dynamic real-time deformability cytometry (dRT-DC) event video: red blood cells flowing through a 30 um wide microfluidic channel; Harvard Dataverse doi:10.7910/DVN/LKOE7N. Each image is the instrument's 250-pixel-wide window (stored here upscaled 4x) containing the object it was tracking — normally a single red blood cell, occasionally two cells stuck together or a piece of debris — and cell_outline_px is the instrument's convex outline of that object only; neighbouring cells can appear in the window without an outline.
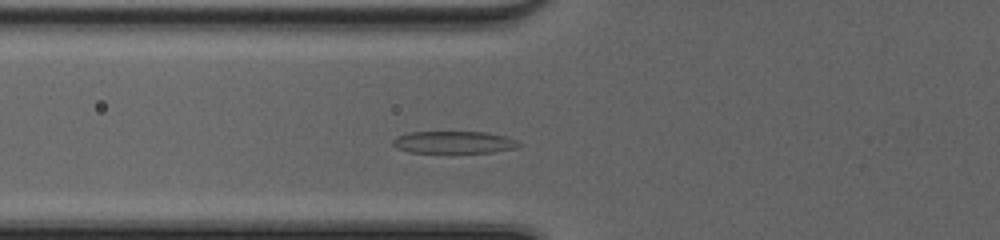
{"species": "common noctule bat (a hibernating species)", "species_latin": "Nyctalus noctula", "temperature_condition": "cold", "stored_images_in_passage": 39, "camera_frame_rate_fps": 3000, "um_per_image_px": 0.085, "animal": {"sex": "female", "body_mass_g": 20.0, "forearm_length_mm": 54.0}, "frame": {"image": 1, "passage_image": 9, "time_ms": 2.667, "image_size_px": [1000, 240], "cell_outline_px": [[524, 144], [516, 148], [492, 152], [408, 152], [396, 148], [392, 144], [392, 140], [396, 136], [408, 132], [484, 132], [504, 136], [516, 140]], "centroid_in_image_um": [38.56, 12.09], "position_along_channel_um": 87.2, "area_um2": 16.3}}
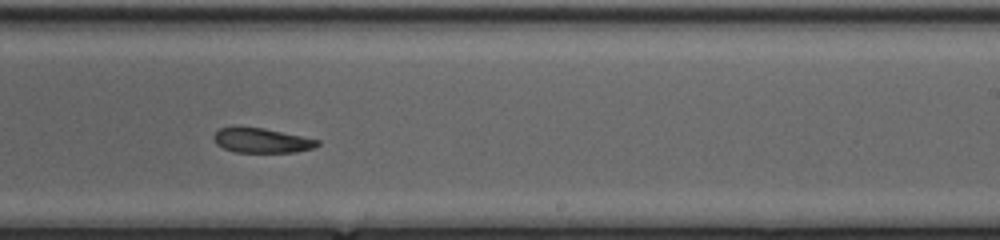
{"frame": {"image": 2, "passage_image": 22, "time_ms": 7.0, "image_size_px": [1000, 240], "cell_outline_px": [[320, 144], [312, 148], [296, 152], [236, 152], [224, 148], [216, 144], [212, 136], [220, 128], [264, 128], [320, 140]], "centroid_in_image_um": [22.26, 11.95], "position_along_channel_um": 266.7, "area_um2": 14.62}}
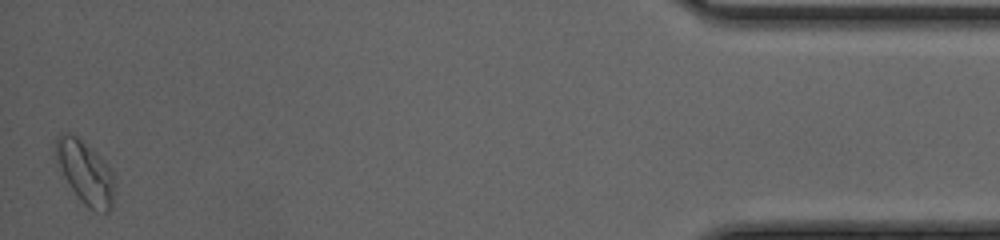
{"frame": {"image": 3, "passage_image": 39, "time_ms": 12.667, "image_size_px": [1000, 240], "cell_outline_px": [[112, 208], [108, 212], [92, 212], [80, 200], [64, 176], [52, 156], [56, 136], [60, 132], [68, 132], [76, 136], [92, 148], [104, 160], [112, 172]], "centroid_in_image_um": [7.18, 14.61], "position_along_channel_um": 428.0, "area_um2": 21.73}, "authors_computed_cell_mechanics": {"area_um2": 16.2418, "velocity_mm_per_s": 4.1318, "shape_relaxation_time_tau1_ms": 5.8959, "shape_relaxation_time_tau2_ms": 4.7729, "deformation_change_tau1": 0.1925, "deformation_change_tau2": 0.1341}}